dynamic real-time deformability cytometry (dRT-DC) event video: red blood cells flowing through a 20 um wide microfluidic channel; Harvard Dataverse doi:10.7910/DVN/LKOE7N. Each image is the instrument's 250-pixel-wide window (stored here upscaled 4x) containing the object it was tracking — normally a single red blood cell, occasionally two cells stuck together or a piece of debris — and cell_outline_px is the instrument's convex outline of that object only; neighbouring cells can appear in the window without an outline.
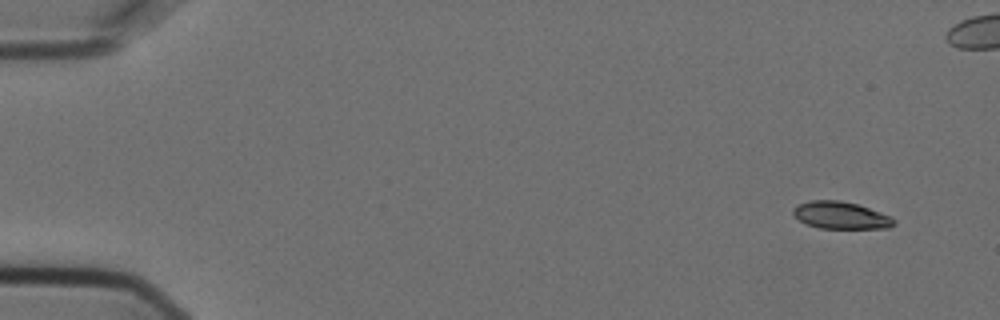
{"species": "Egyptian fruit bat (a non-hibernating species)", "species_latin": "Rousettus aegyptiacus", "temperature_condition": "cold", "stored_images_in_passage": 5, "camera_frame_rate_fps": 3000, "um_per_image_px": 0.085, "animal": {"sex": "female"}, "frame": {"image": 1, "passage_image": 1, "time_ms": 0.0, "image_size_px": [1000, 320], "cell_outline_px": [[896, 224], [888, 228], [820, 228], [804, 224], [792, 216], [792, 208], [796, 204], [812, 200], [840, 200], [856, 204], [892, 216], [896, 220]], "centroid_in_image_um": [71.42, 18.3], "position_along_channel_um": 13.6, "area_um2": 16.24}}
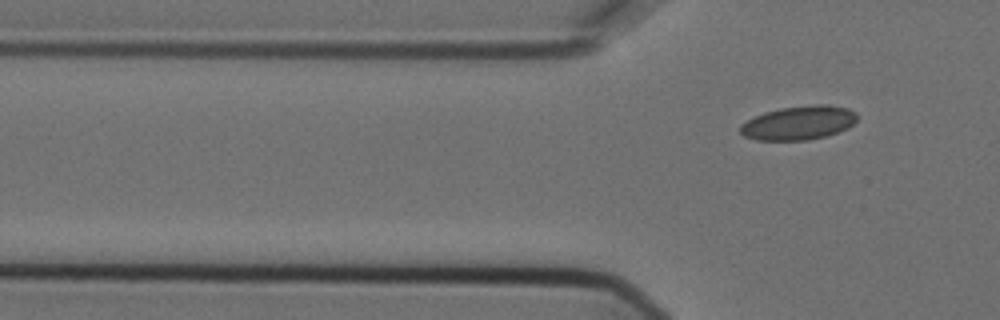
{"frame": {"image": 2, "passage_image": 5, "time_ms": 1.333, "image_size_px": [1000, 320], "cell_outline_px": [[856, 120], [848, 128], [824, 136], [808, 140], [756, 140], [744, 136], [740, 132], [740, 124], [764, 112], [780, 108], [816, 104], [828, 104], [848, 108], [856, 112]], "centroid_in_image_um": [67.88, 10.43], "position_along_channel_um": 57.9, "area_um2": 23.0}}